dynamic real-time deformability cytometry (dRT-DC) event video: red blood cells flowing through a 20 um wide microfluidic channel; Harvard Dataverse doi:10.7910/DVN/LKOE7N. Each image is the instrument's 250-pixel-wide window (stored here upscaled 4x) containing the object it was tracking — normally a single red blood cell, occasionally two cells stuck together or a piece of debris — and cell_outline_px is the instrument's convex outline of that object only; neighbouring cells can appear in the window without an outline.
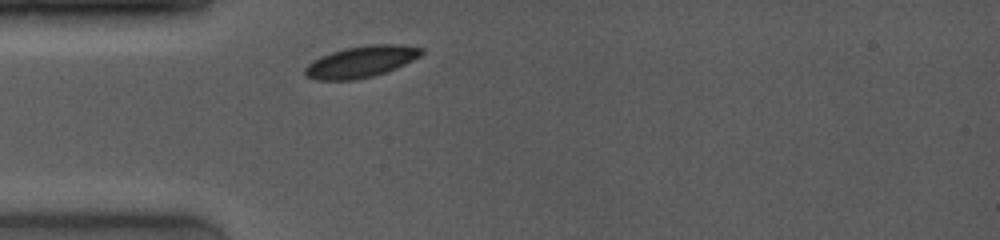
{"species": "common noctule bat (a hibernating species)", "species_latin": "Nyctalus noctula", "temperature_condition": "room temperature", "stored_images_in_passage": 1, "camera_frame_rate_fps": 4000, "um_per_image_px": 0.085, "animal": {"sex": "female", "body_mass_g": 19.0, "forearm_length_mm": 53.3}, "frame": {"image": 1, "passage_image": 1, "time_ms": 0.0, "image_size_px": [1000, 240], "cell_outline_px": [[424, 52], [420, 56], [396, 68], [372, 76], [356, 80], [316, 80], [304, 76], [304, 68], [312, 60], [320, 56], [344, 48], [368, 44], [396, 44], [424, 48]], "centroid_in_image_um": [30.66, 5.24], "position_along_channel_um": 54.3, "area_um2": 21.44}}